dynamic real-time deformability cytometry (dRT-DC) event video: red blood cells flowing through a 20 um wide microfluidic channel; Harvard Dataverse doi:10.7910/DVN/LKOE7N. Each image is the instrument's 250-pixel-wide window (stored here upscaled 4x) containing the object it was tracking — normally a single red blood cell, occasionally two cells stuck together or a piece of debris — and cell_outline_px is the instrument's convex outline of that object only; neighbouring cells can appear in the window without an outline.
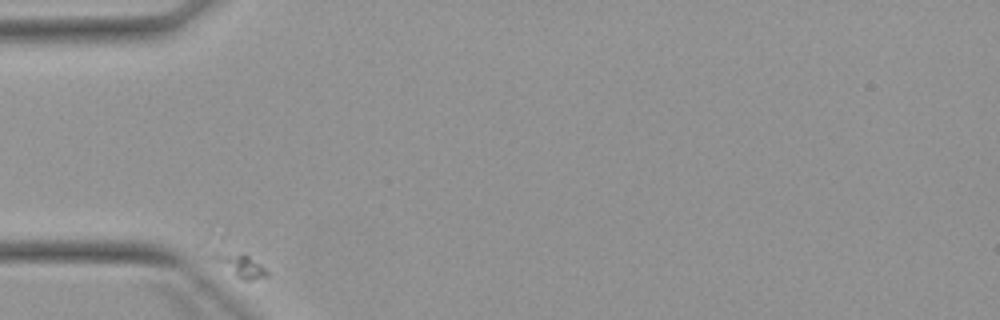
{"species": "Egyptian fruit bat (a non-hibernating species)", "species_latin": "Rousettus aegyptiacus", "temperature_condition": "warm", "stored_images_in_passage": 5, "camera_frame_rate_fps": 3000, "um_per_image_px": 0.085, "animal": {"sex": "female"}, "frame": {"image": 1, "passage_image": 1, "time_ms": 0.0, "image_size_px": [1000, 320], "cell_outline_px": [[268, 276], [252, 280], [240, 280], [208, 260], [196, 248], [196, 244], [208, 220], [212, 220], [260, 264], [268, 272]], "centroid_in_image_um": [19.41, 21.58], "position_along_channel_um": 65.6, "area_um2": 14.97}}
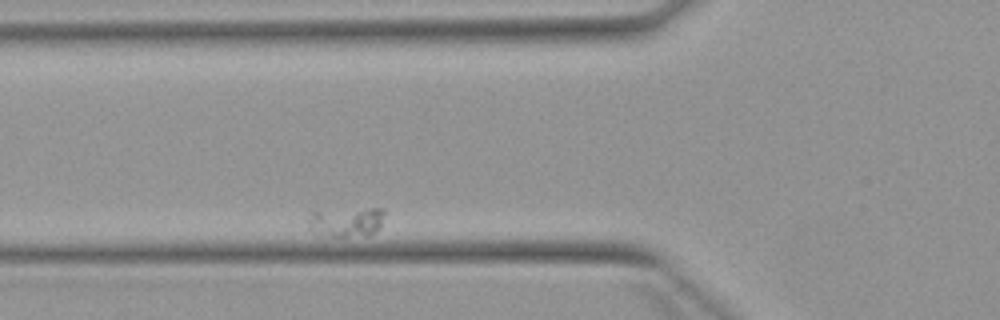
{"frame": {"image": 2, "passage_image": 2, "time_ms": 1.333, "image_size_px": [1000, 320], "cell_outline_px": [[384, 212], [380, 224], [368, 236], [320, 236], [308, 228], [308, 220], [312, 212], [372, 208], [384, 208]], "centroid_in_image_um": [29.4, 18.88], "position_along_channel_um": 96.4, "area_um2": 12.89}}
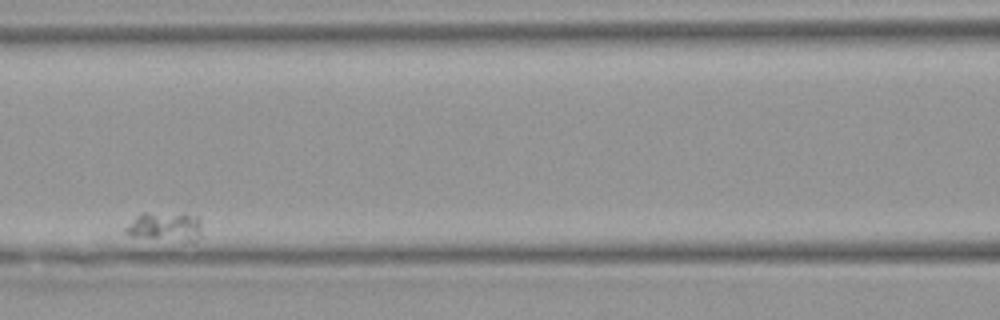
{"frame": {"image": 3, "passage_image": 4, "time_ms": 3.667, "image_size_px": [1000, 320], "cell_outline_px": [[200, 236], [192, 244], [132, 236], [124, 232], [124, 228], [140, 212], [184, 212], [200, 216]], "centroid_in_image_um": [14.09, 19.26], "position_along_channel_um": 152.5, "area_um2": 13.87}}